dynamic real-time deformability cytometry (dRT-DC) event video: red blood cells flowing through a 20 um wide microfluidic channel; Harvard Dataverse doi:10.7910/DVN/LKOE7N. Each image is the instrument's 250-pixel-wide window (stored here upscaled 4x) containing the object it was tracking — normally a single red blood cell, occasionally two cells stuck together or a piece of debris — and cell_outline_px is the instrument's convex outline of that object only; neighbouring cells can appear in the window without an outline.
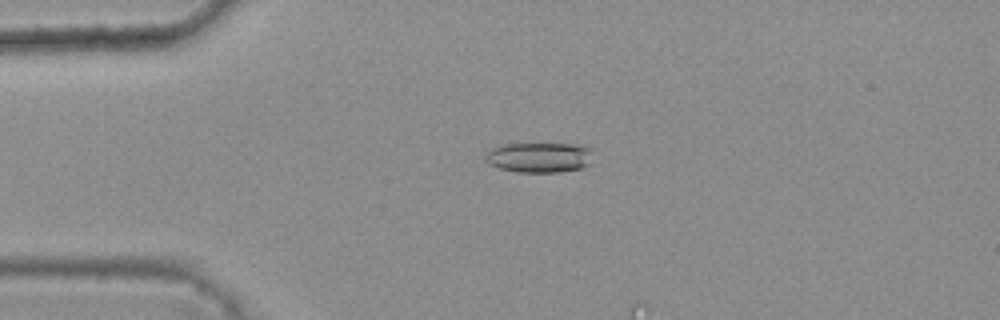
{"species": "common noctule bat (a hibernating species)", "species_latin": "Nyctalus noctula", "temperature_condition": "warm", "stored_images_in_passage": 14, "camera_frame_rate_fps": 3000, "um_per_image_px": 0.085, "animal": {"sex": "female", "body_mass_g": 25.1}, "frame": {"image": 1, "passage_image": 12, "time_ms": 3.667, "image_size_px": [1000, 320], "cell_outline_px": [[592, 152], [588, 164], [580, 168], [560, 172], [516, 172], [500, 168], [488, 164], [484, 160], [484, 156], [488, 148], [504, 144], [580, 144], [592, 148]], "centroid_in_image_um": [45.78, 13.37], "position_along_channel_um": 39.2, "area_um2": 19.13}}